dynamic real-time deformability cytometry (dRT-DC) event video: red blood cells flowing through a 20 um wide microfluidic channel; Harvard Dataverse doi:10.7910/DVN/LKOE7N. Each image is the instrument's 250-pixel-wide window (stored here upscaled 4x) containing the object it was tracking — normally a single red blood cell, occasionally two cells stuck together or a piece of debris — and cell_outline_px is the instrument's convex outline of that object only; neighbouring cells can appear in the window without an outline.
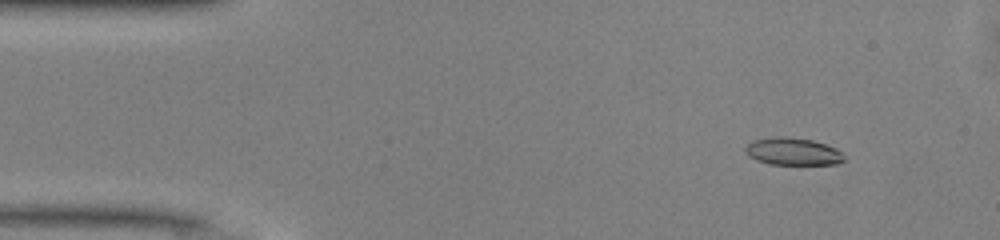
{"species": "common noctule bat (a hibernating species)", "species_latin": "Nyctalus noctula", "temperature_condition": "warm", "stored_images_in_passage": 34, "camera_frame_rate_fps": 3000, "um_per_image_px": 0.085, "animal": {"sex": "male", "body_mass_g": 13.0, "forearm_length_mm": 53.1}, "frame": {"image": 1, "passage_image": 5, "time_ms": 1.333, "image_size_px": [1000, 240], "cell_outline_px": [[844, 160], [836, 164], [768, 164], [756, 160], [748, 156], [744, 152], [744, 148], [752, 140], [776, 136], [780, 136], [812, 140], [836, 148], [844, 152]], "centroid_in_image_um": [67.37, 12.88], "position_along_channel_um": 17.6, "area_um2": 15.84}}
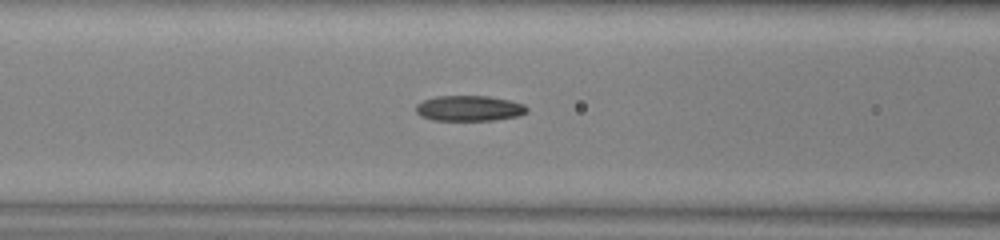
{"frame": {"image": 2, "passage_image": 19, "time_ms": 6.0, "image_size_px": [1000, 240], "cell_outline_px": [[528, 112], [516, 116], [492, 120], [432, 120], [420, 116], [416, 112], [416, 104], [424, 100], [436, 96], [488, 96], [508, 100], [524, 104], [528, 108]], "centroid_in_image_um": [39.86, 9.2], "position_along_channel_um": 126.7, "area_um2": 16.42}}
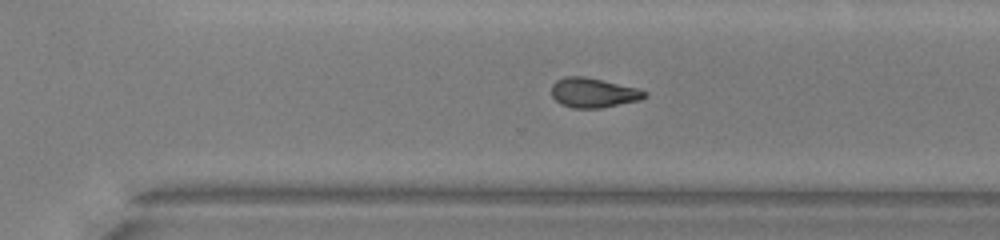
{"frame": {"image": 3, "passage_image": 33, "time_ms": 10.667, "image_size_px": [1000, 240], "cell_outline_px": [[648, 96], [640, 100], [600, 108], [572, 108], [560, 104], [552, 96], [552, 84], [556, 80], [564, 76], [584, 76], [636, 88], [648, 92]], "centroid_in_image_um": [50.42, 7.88], "position_along_channel_um": 320.2, "area_um2": 16.07}}